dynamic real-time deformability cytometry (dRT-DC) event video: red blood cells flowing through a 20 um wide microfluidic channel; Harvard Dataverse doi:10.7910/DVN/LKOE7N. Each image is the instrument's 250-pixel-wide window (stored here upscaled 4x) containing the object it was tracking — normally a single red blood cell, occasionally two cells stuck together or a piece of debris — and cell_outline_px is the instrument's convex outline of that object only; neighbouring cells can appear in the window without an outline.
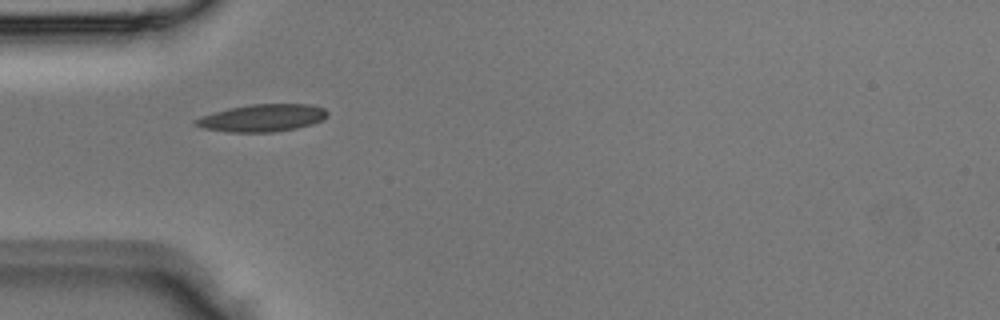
{"species": "Egyptian fruit bat (a non-hibernating species)", "species_latin": "Rousettus aegyptiacus", "temperature_condition": "room temperature", "stored_images_in_passage": 4, "camera_frame_rate_fps": 3000, "um_per_image_px": 0.085, "animal": {"sex": "male"}, "frame": {"image": 1, "passage_image": 4, "time_ms": 1.0, "image_size_px": [1000, 320], "cell_outline_px": [[328, 116], [324, 120], [312, 124], [296, 128], [272, 132], [228, 132], [204, 128], [192, 124], [192, 120], [200, 116], [212, 112], [228, 108], [252, 104], [308, 104], [324, 108], [328, 112]], "centroid_in_image_um": [22.27, 10.02], "position_along_channel_um": 62.7, "area_um2": 21.21}}